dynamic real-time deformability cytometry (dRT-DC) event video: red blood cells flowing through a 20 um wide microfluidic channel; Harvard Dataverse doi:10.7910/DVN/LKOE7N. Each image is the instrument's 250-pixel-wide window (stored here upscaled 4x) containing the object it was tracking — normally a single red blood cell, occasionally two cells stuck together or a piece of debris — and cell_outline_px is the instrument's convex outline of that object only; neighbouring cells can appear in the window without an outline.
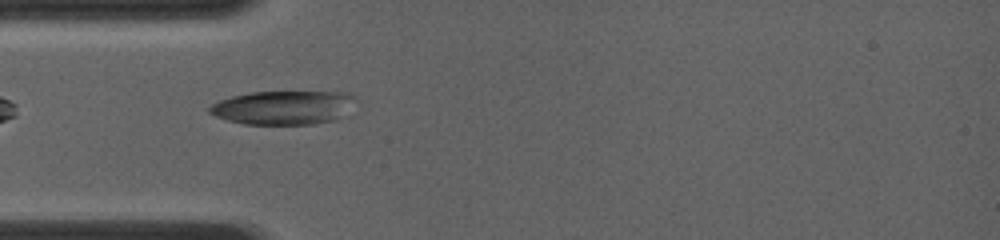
{"species": "common noctule bat (a hibernating species)", "species_latin": "Nyctalus noctula", "temperature_condition": "room temperature", "stored_images_in_passage": 6, "camera_frame_rate_fps": 4000, "um_per_image_px": 0.085, "animal": {"sex": "female", "body_mass_g": 19.0, "forearm_length_mm": 56.7}, "frame": {"image": 1, "passage_image": 1, "time_ms": 0.0, "image_size_px": [1000, 240], "cell_outline_px": [[356, 100], [336, 120], [312, 124], [244, 124], [228, 120], [216, 116], [208, 112], [208, 108], [212, 104], [220, 100], [232, 96], [252, 92], [352, 92], [356, 96]], "centroid_in_image_um": [24.08, 9.13], "position_along_channel_um": 60.9, "area_um2": 28.67}}